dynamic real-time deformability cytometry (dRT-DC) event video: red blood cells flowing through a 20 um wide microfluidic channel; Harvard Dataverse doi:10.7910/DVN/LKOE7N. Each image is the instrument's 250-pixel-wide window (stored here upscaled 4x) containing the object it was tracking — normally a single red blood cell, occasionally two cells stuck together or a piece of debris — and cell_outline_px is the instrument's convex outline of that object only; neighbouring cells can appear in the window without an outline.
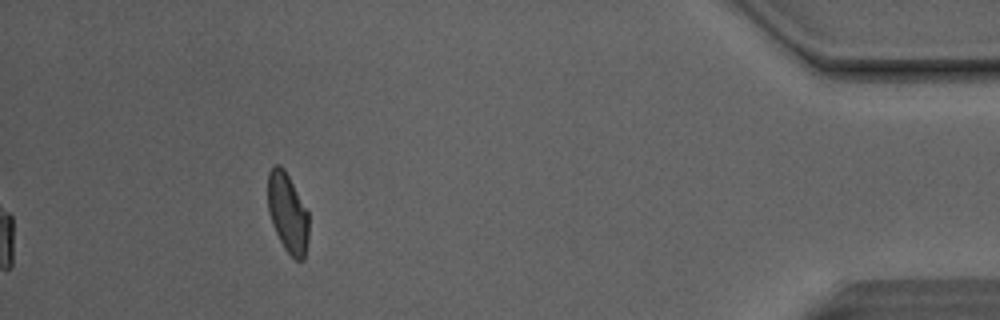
{"species": "Egyptian fruit bat (a non-hibernating species)", "species_latin": "Rousettus aegyptiacus", "temperature_condition": "room temperature", "stored_images_in_passage": 46, "camera_frame_rate_fps": 3000, "um_per_image_px": 0.085, "animal": {"sex": "male"}, "frame": {"image": 1, "passage_image": 46, "time_ms": 15.0, "image_size_px": [1000, 320], "cell_outline_px": [[308, 240], [304, 260], [296, 260], [284, 248], [272, 224], [268, 212], [268, 172], [276, 164], [280, 164], [284, 168], [308, 212]], "centroid_in_image_um": [24.45, 18.1], "position_along_channel_um": 410.8, "area_um2": 18.84}, "authors_computed_cell_mechanics": {"area_um2": 21.1259, "velocity_mm_per_s": 4.1435, "shape_relaxation_time_tau1_ms": 6.375, "shape_relaxation_time_tau2_ms": 2.6666, "deformation_change_tau1": 0.1635, "deformation_change_tau2": 0.0603}}